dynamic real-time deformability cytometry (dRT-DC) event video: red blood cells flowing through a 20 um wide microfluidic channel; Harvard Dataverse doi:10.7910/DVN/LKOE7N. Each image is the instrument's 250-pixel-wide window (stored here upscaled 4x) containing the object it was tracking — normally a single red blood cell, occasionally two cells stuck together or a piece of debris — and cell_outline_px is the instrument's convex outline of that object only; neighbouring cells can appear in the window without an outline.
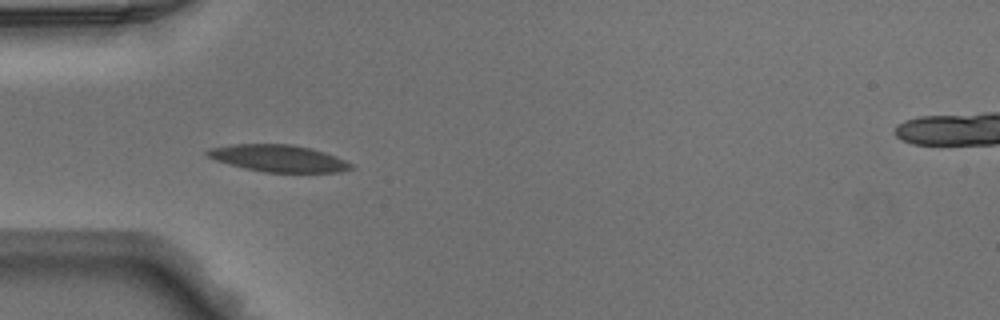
{"species": "Egyptian fruit bat (a non-hibernating species)", "species_latin": "Rousettus aegyptiacus", "temperature_condition": "warm", "stored_images_in_passage": 34, "camera_frame_rate_fps": 3000, "um_per_image_px": 0.085, "animal": {"sex": "male"}, "frame": {"image": 1, "passage_image": 1, "time_ms": 0.0, "image_size_px": [1000, 320], "cell_outline_px": [[352, 168], [340, 172], [264, 172], [244, 168], [228, 164], [216, 160], [208, 156], [204, 152], [208, 148], [232, 144], [292, 144], [312, 148], [324, 152], [344, 160], [352, 164]], "centroid_in_image_um": [23.62, 13.45], "position_along_channel_um": 61.4, "area_um2": 22.48}}
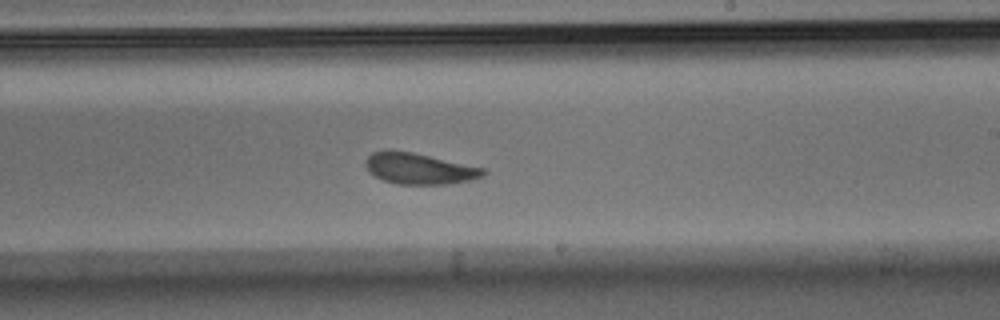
{"frame": {"image": 2, "passage_image": 15, "time_ms": 4.667, "image_size_px": [1000, 320], "cell_outline_px": [[488, 172], [484, 176], [472, 180], [448, 184], [396, 184], [384, 180], [368, 172], [364, 164], [364, 160], [372, 152], [388, 148], [412, 152], [484, 168]], "centroid_in_image_um": [35.6, 14.32], "position_along_channel_um": 253.4, "area_um2": 21.62}}
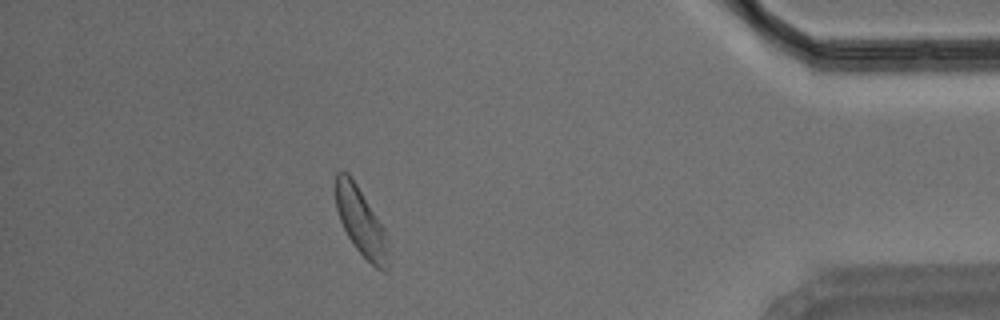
{"frame": {"image": 3, "passage_image": 29, "time_ms": 9.333, "image_size_px": [1000, 320], "cell_outline_px": [[388, 272], [384, 272], [376, 268], [356, 248], [348, 236], [340, 220], [336, 208], [336, 172], [348, 172], [352, 176], [384, 228], [388, 240]], "centroid_in_image_um": [30.7, 18.86], "position_along_channel_um": 404.5, "area_um2": 20.69}}